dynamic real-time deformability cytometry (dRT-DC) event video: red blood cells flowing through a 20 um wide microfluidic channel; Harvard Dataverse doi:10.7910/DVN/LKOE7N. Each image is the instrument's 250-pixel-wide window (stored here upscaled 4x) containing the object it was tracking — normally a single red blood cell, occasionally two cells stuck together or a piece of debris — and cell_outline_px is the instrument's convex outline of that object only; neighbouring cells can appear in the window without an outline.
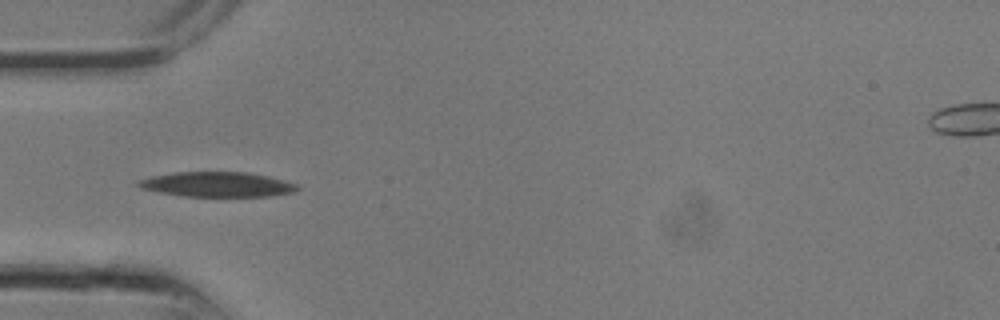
{"species": "common noctule bat (a hibernating species)", "species_latin": "Nyctalus noctula", "temperature_condition": "room temperature", "stored_images_in_passage": 12, "camera_frame_rate_fps": 3000, "um_per_image_px": 0.085, "animal": {"sex": "male", "body_mass_g": 13.3}, "frame": {"image": 1, "passage_image": 9, "time_ms": 2.667, "image_size_px": [1000, 320], "cell_outline_px": [[300, 188], [296, 192], [268, 196], [184, 196], [160, 192], [140, 188], [136, 184], [140, 180], [152, 176], [176, 172], [248, 172], [268, 176], [284, 180], [296, 184]], "centroid_in_image_um": [18.5, 15.67], "position_along_channel_um": 66.5, "area_um2": 22.95}}
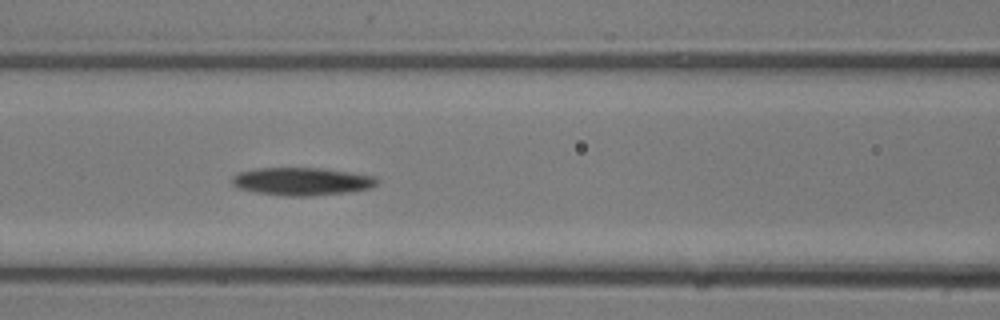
{"frame": {"image": 2, "passage_image": 12, "time_ms": 3.667, "image_size_px": [1000, 320], "cell_outline_px": [[380, 180], [372, 188], [348, 192], [308, 196], [288, 196], [256, 192], [240, 188], [232, 184], [232, 176], [240, 172], [256, 168], [324, 168], [376, 176]], "centroid_in_image_um": [25.7, 15.41], "position_along_channel_um": 140.9, "area_um2": 23.52}}